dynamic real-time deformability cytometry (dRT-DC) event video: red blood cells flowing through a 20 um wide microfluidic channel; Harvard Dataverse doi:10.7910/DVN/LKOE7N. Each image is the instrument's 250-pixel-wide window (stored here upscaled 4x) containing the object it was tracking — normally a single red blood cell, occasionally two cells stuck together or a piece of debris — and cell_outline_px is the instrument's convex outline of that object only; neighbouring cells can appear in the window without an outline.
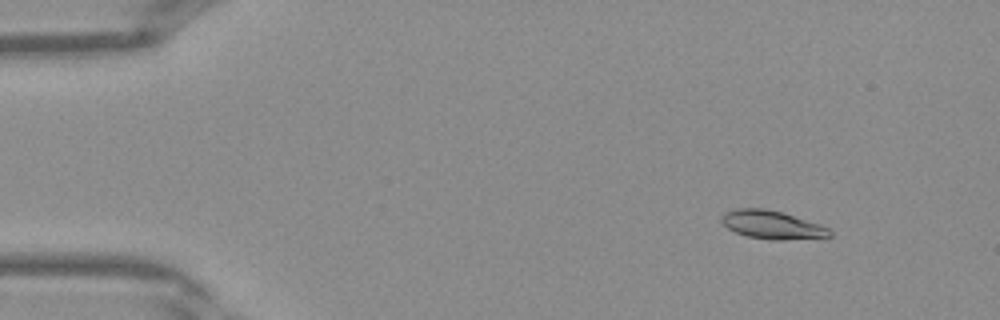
{"species": "Egyptian fruit bat (a non-hibernating species)", "species_latin": "Rousettus aegyptiacus", "temperature_condition": "warm", "stored_images_in_passage": 41, "camera_frame_rate_fps": 3000, "um_per_image_px": 0.085, "frame": {"image": 1, "passage_image": 5, "time_ms": 1.333, "image_size_px": [1000, 320], "cell_outline_px": [[832, 236], [780, 240], [772, 240], [748, 236], [736, 232], [728, 228], [720, 220], [720, 216], [724, 212], [736, 208], [764, 208], [784, 212], [820, 224], [828, 228], [832, 232]], "centroid_in_image_um": [65.61, 19.09], "position_along_channel_um": 19.4, "area_um2": 17.86}}
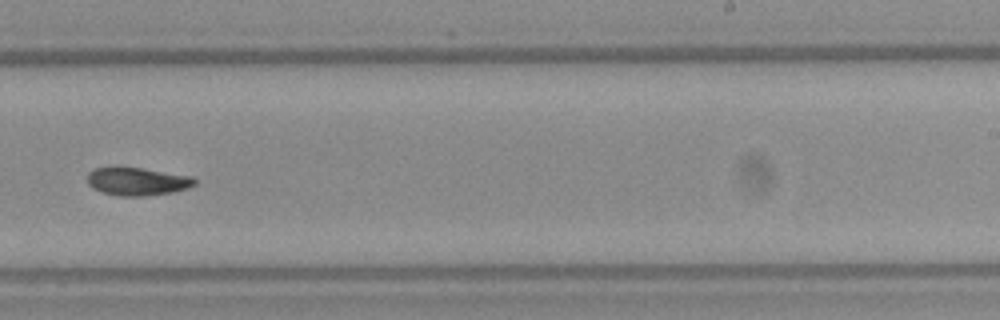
{"frame": {"image": 2, "passage_image": 26, "time_ms": 8.333, "image_size_px": [1000, 320], "cell_outline_px": [[196, 184], [188, 188], [172, 192], [144, 196], [120, 196], [100, 192], [92, 188], [88, 184], [88, 172], [92, 168], [140, 168], [192, 176], [196, 180]], "centroid_in_image_um": [11.66, 15.43], "position_along_channel_um": 277.3, "area_um2": 17.4}}
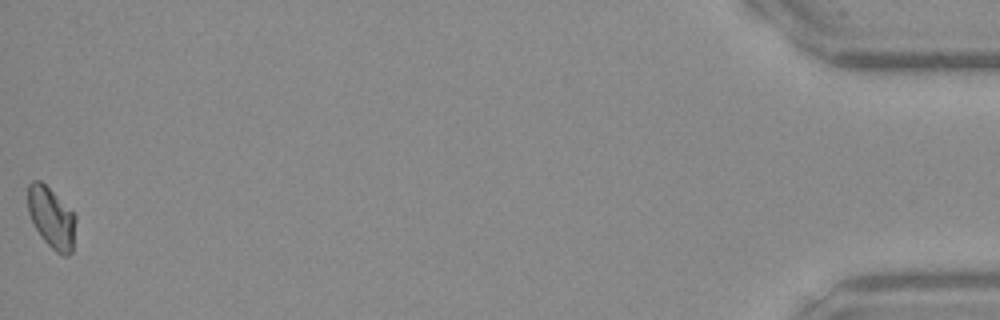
{"frame": {"image": 3, "passage_image": 41, "time_ms": 13.333, "image_size_px": [1000, 320], "cell_outline_px": [[76, 220], [72, 252], [68, 256], [64, 256], [56, 252], [40, 236], [28, 212], [28, 184], [32, 180], [40, 180], [76, 216]], "centroid_in_image_um": [4.37, 18.53], "position_along_channel_um": 430.8, "area_um2": 16.7}}